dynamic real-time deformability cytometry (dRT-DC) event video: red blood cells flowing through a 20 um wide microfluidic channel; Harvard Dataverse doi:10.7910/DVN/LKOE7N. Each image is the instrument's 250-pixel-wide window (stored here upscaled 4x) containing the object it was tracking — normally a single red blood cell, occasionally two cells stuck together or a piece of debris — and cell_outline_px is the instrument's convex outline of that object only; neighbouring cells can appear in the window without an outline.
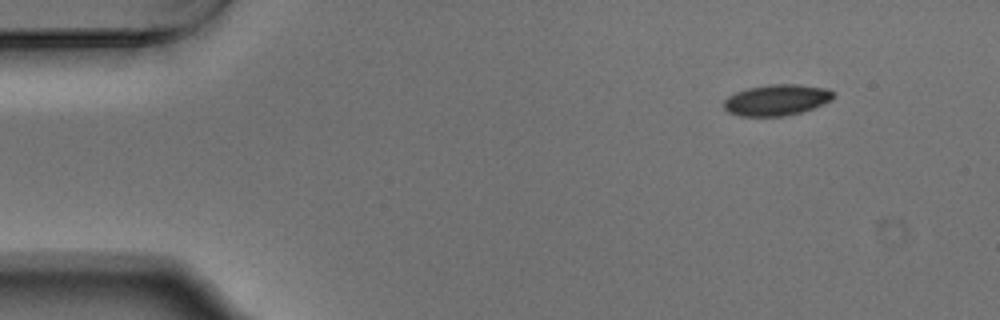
{"species": "Egyptian fruit bat (a non-hibernating species)", "species_latin": "Rousettus aegyptiacus", "temperature_condition": "warm", "stored_images_in_passage": 49, "camera_frame_rate_fps": 3000, "um_per_image_px": 0.085, "animal": {"sex": "male"}, "frame": {"image": 1, "passage_image": 1, "time_ms": 0.0, "image_size_px": [1000, 320], "cell_outline_px": [[832, 100], [812, 108], [800, 112], [784, 116], [740, 116], [728, 112], [724, 108], [724, 100], [728, 96], [736, 92], [748, 88], [768, 84], [796, 84], [824, 88], [832, 92]], "centroid_in_image_um": [65.96, 8.5], "position_along_channel_um": 19.0, "area_um2": 19.59}}
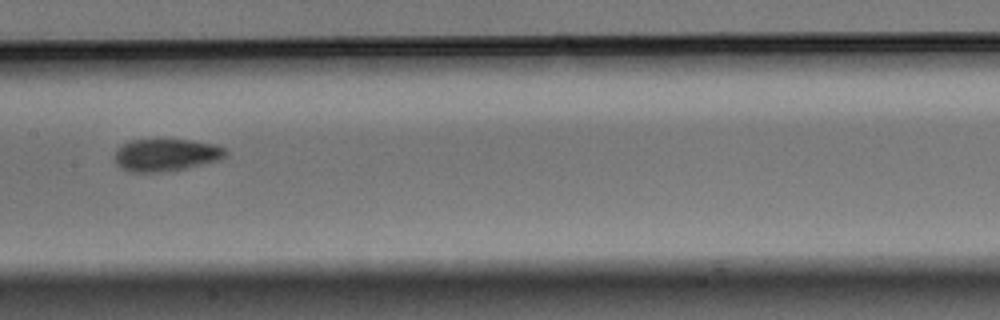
{"frame": {"image": 2, "passage_image": 22, "time_ms": 7.0, "image_size_px": [1000, 320], "cell_outline_px": [[228, 152], [220, 160], [184, 168], [160, 172], [128, 172], [116, 164], [116, 152], [124, 144], [132, 140], [192, 140], [216, 144], [224, 148]], "centroid_in_image_um": [14.14, 13.17], "position_along_channel_um": 193.3, "area_um2": 20.63}}
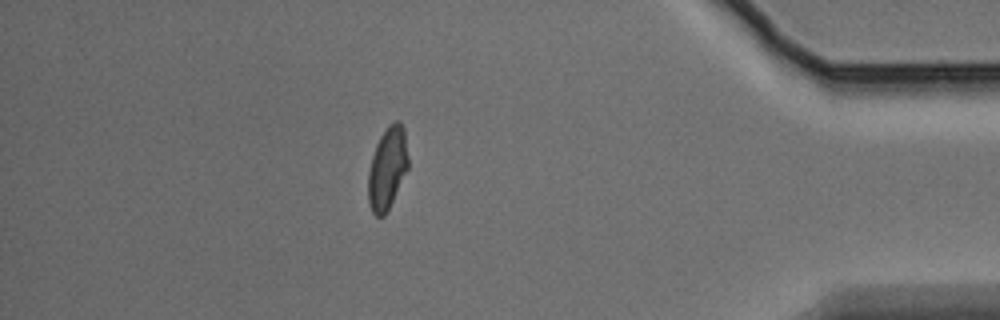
{"frame": {"image": 3, "passage_image": 42, "time_ms": 13.667, "image_size_px": [1000, 320], "cell_outline_px": [[408, 168], [384, 216], [376, 216], [372, 212], [368, 204], [368, 172], [372, 156], [376, 144], [380, 136], [388, 124], [396, 120], [400, 120], [404, 128], [408, 156]], "centroid_in_image_um": [32.91, 14.26], "position_along_channel_um": 402.3, "area_um2": 19.13}, "authors_computed_cell_mechanics": {"area_um2": 20.0566, "velocity_mm_per_s": 3.7533, "shape_relaxation_time_tau1_ms": 4.5652, "shape_relaxation_time_tau2_ms": 2.3446, "deformation_change_tau1": 0.1337, "deformation_change_tau2": 0.0613}}